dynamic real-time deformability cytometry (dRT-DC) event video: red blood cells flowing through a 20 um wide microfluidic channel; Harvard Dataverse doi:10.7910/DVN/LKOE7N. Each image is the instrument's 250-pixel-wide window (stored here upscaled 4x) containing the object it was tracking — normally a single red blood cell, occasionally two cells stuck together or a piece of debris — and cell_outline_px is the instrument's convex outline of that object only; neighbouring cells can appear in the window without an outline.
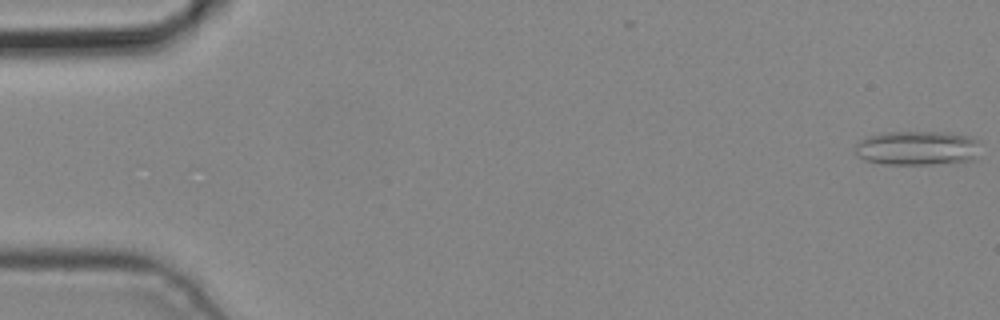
{"species": "common noctule bat (a hibernating species)", "species_latin": "Nyctalus noctula", "temperature_condition": "cold", "stored_images_in_passage": 6, "camera_frame_rate_fps": 3000, "um_per_image_px": 0.085, "animal": {"sex": "male", "body_mass_g": 19.2, "forearm_length_mm": 51.8}, "frame": {"image": 1, "passage_image": 1, "time_ms": 0.0, "image_size_px": [1000, 320], "cell_outline_px": [[980, 140], [976, 160], [932, 164], [880, 164], [864, 160], [856, 156], [852, 152], [856, 144], [864, 136], [884, 132], [948, 132], [972, 136]], "centroid_in_image_um": [77.94, 12.58], "position_along_channel_um": 7.1, "area_um2": 25.78}}
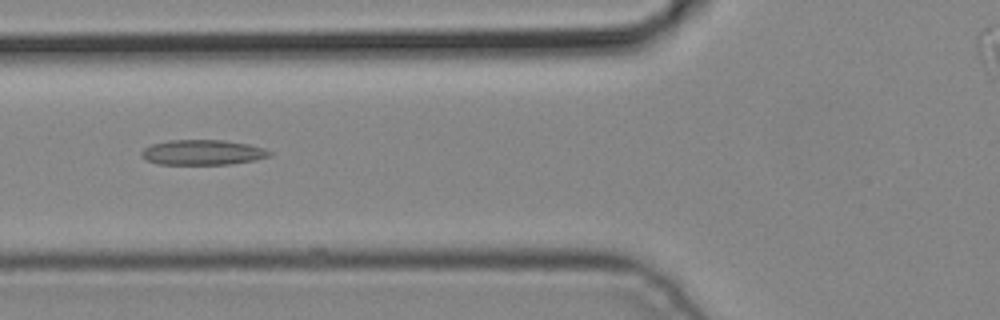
{"frame": {"image": 2, "passage_image": 6, "time_ms": 1.667, "image_size_px": [1000, 320], "cell_outline_px": [[272, 156], [252, 160], [228, 164], [160, 164], [144, 160], [140, 156], [140, 152], [144, 148], [152, 144], [168, 140], [224, 140], [248, 144], [264, 148], [272, 152]], "centroid_in_image_um": [17.19, 12.95], "position_along_channel_um": 108.6, "area_um2": 18.79}}